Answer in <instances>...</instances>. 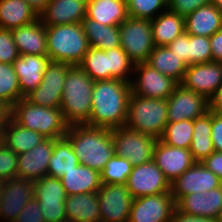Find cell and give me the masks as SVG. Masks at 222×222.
I'll return each instance as SVG.
<instances>
[{
  "instance_id": "4",
  "label": "cell",
  "mask_w": 222,
  "mask_h": 222,
  "mask_svg": "<svg viewBox=\"0 0 222 222\" xmlns=\"http://www.w3.org/2000/svg\"><path fill=\"white\" fill-rule=\"evenodd\" d=\"M47 55L51 61L78 65L90 49L81 23L46 27Z\"/></svg>"
},
{
  "instance_id": "30",
  "label": "cell",
  "mask_w": 222,
  "mask_h": 222,
  "mask_svg": "<svg viewBox=\"0 0 222 222\" xmlns=\"http://www.w3.org/2000/svg\"><path fill=\"white\" fill-rule=\"evenodd\" d=\"M37 19L39 15L25 0H0V28L12 30Z\"/></svg>"
},
{
  "instance_id": "22",
  "label": "cell",
  "mask_w": 222,
  "mask_h": 222,
  "mask_svg": "<svg viewBox=\"0 0 222 222\" xmlns=\"http://www.w3.org/2000/svg\"><path fill=\"white\" fill-rule=\"evenodd\" d=\"M50 61L48 55L33 54L20 55L14 60L13 67L18 76L23 98L40 85Z\"/></svg>"
},
{
  "instance_id": "19",
  "label": "cell",
  "mask_w": 222,
  "mask_h": 222,
  "mask_svg": "<svg viewBox=\"0 0 222 222\" xmlns=\"http://www.w3.org/2000/svg\"><path fill=\"white\" fill-rule=\"evenodd\" d=\"M153 161L170 184L197 162L191 155L190 149L166 145L160 140L155 144Z\"/></svg>"
},
{
  "instance_id": "44",
  "label": "cell",
  "mask_w": 222,
  "mask_h": 222,
  "mask_svg": "<svg viewBox=\"0 0 222 222\" xmlns=\"http://www.w3.org/2000/svg\"><path fill=\"white\" fill-rule=\"evenodd\" d=\"M19 56L12 31L0 28V63L13 64Z\"/></svg>"
},
{
  "instance_id": "28",
  "label": "cell",
  "mask_w": 222,
  "mask_h": 222,
  "mask_svg": "<svg viewBox=\"0 0 222 222\" xmlns=\"http://www.w3.org/2000/svg\"><path fill=\"white\" fill-rule=\"evenodd\" d=\"M45 139L46 138L37 131L29 130L21 126L12 118L4 124L2 143L17 155L33 149Z\"/></svg>"
},
{
  "instance_id": "35",
  "label": "cell",
  "mask_w": 222,
  "mask_h": 222,
  "mask_svg": "<svg viewBox=\"0 0 222 222\" xmlns=\"http://www.w3.org/2000/svg\"><path fill=\"white\" fill-rule=\"evenodd\" d=\"M78 66L94 81L111 80L110 53L90 47Z\"/></svg>"
},
{
  "instance_id": "36",
  "label": "cell",
  "mask_w": 222,
  "mask_h": 222,
  "mask_svg": "<svg viewBox=\"0 0 222 222\" xmlns=\"http://www.w3.org/2000/svg\"><path fill=\"white\" fill-rule=\"evenodd\" d=\"M193 134V120L169 122L159 139L166 145L190 149Z\"/></svg>"
},
{
  "instance_id": "2",
  "label": "cell",
  "mask_w": 222,
  "mask_h": 222,
  "mask_svg": "<svg viewBox=\"0 0 222 222\" xmlns=\"http://www.w3.org/2000/svg\"><path fill=\"white\" fill-rule=\"evenodd\" d=\"M64 137L70 142L79 163L98 172L115 154L111 129L71 125Z\"/></svg>"
},
{
  "instance_id": "9",
  "label": "cell",
  "mask_w": 222,
  "mask_h": 222,
  "mask_svg": "<svg viewBox=\"0 0 222 222\" xmlns=\"http://www.w3.org/2000/svg\"><path fill=\"white\" fill-rule=\"evenodd\" d=\"M71 66L65 62L50 61L40 85L24 98L35 105L59 108L65 77Z\"/></svg>"
},
{
  "instance_id": "58",
  "label": "cell",
  "mask_w": 222,
  "mask_h": 222,
  "mask_svg": "<svg viewBox=\"0 0 222 222\" xmlns=\"http://www.w3.org/2000/svg\"><path fill=\"white\" fill-rule=\"evenodd\" d=\"M3 185H4V181L0 180V208H1V202H2Z\"/></svg>"
},
{
  "instance_id": "33",
  "label": "cell",
  "mask_w": 222,
  "mask_h": 222,
  "mask_svg": "<svg viewBox=\"0 0 222 222\" xmlns=\"http://www.w3.org/2000/svg\"><path fill=\"white\" fill-rule=\"evenodd\" d=\"M146 63L178 84L182 82L187 68L167 46H155Z\"/></svg>"
},
{
  "instance_id": "17",
  "label": "cell",
  "mask_w": 222,
  "mask_h": 222,
  "mask_svg": "<svg viewBox=\"0 0 222 222\" xmlns=\"http://www.w3.org/2000/svg\"><path fill=\"white\" fill-rule=\"evenodd\" d=\"M221 82L222 62L210 61L189 65L180 84L204 96L209 101Z\"/></svg>"
},
{
  "instance_id": "21",
  "label": "cell",
  "mask_w": 222,
  "mask_h": 222,
  "mask_svg": "<svg viewBox=\"0 0 222 222\" xmlns=\"http://www.w3.org/2000/svg\"><path fill=\"white\" fill-rule=\"evenodd\" d=\"M88 0H50L39 14L47 26L81 23L86 17Z\"/></svg>"
},
{
  "instance_id": "57",
  "label": "cell",
  "mask_w": 222,
  "mask_h": 222,
  "mask_svg": "<svg viewBox=\"0 0 222 222\" xmlns=\"http://www.w3.org/2000/svg\"><path fill=\"white\" fill-rule=\"evenodd\" d=\"M3 130H4V123L0 121V143L3 140Z\"/></svg>"
},
{
  "instance_id": "25",
  "label": "cell",
  "mask_w": 222,
  "mask_h": 222,
  "mask_svg": "<svg viewBox=\"0 0 222 222\" xmlns=\"http://www.w3.org/2000/svg\"><path fill=\"white\" fill-rule=\"evenodd\" d=\"M65 211L67 222H100L97 192L67 196Z\"/></svg>"
},
{
  "instance_id": "41",
  "label": "cell",
  "mask_w": 222,
  "mask_h": 222,
  "mask_svg": "<svg viewBox=\"0 0 222 222\" xmlns=\"http://www.w3.org/2000/svg\"><path fill=\"white\" fill-rule=\"evenodd\" d=\"M212 61L210 37L189 35V65Z\"/></svg>"
},
{
  "instance_id": "7",
  "label": "cell",
  "mask_w": 222,
  "mask_h": 222,
  "mask_svg": "<svg viewBox=\"0 0 222 222\" xmlns=\"http://www.w3.org/2000/svg\"><path fill=\"white\" fill-rule=\"evenodd\" d=\"M121 48L134 63L146 62L155 47L151 20L128 17L119 26Z\"/></svg>"
},
{
  "instance_id": "38",
  "label": "cell",
  "mask_w": 222,
  "mask_h": 222,
  "mask_svg": "<svg viewBox=\"0 0 222 222\" xmlns=\"http://www.w3.org/2000/svg\"><path fill=\"white\" fill-rule=\"evenodd\" d=\"M133 170L131 162L114 154L100 172L104 184H126L128 176Z\"/></svg>"
},
{
  "instance_id": "54",
  "label": "cell",
  "mask_w": 222,
  "mask_h": 222,
  "mask_svg": "<svg viewBox=\"0 0 222 222\" xmlns=\"http://www.w3.org/2000/svg\"><path fill=\"white\" fill-rule=\"evenodd\" d=\"M30 7L39 15L50 2V0H25Z\"/></svg>"
},
{
  "instance_id": "43",
  "label": "cell",
  "mask_w": 222,
  "mask_h": 222,
  "mask_svg": "<svg viewBox=\"0 0 222 222\" xmlns=\"http://www.w3.org/2000/svg\"><path fill=\"white\" fill-rule=\"evenodd\" d=\"M18 155L4 143H0V180L17 178Z\"/></svg>"
},
{
  "instance_id": "13",
  "label": "cell",
  "mask_w": 222,
  "mask_h": 222,
  "mask_svg": "<svg viewBox=\"0 0 222 222\" xmlns=\"http://www.w3.org/2000/svg\"><path fill=\"white\" fill-rule=\"evenodd\" d=\"M125 185L133 198L171 192L170 182L153 160L133 166Z\"/></svg>"
},
{
  "instance_id": "51",
  "label": "cell",
  "mask_w": 222,
  "mask_h": 222,
  "mask_svg": "<svg viewBox=\"0 0 222 222\" xmlns=\"http://www.w3.org/2000/svg\"><path fill=\"white\" fill-rule=\"evenodd\" d=\"M170 222H221V220L216 218L187 215L175 208Z\"/></svg>"
},
{
  "instance_id": "52",
  "label": "cell",
  "mask_w": 222,
  "mask_h": 222,
  "mask_svg": "<svg viewBox=\"0 0 222 222\" xmlns=\"http://www.w3.org/2000/svg\"><path fill=\"white\" fill-rule=\"evenodd\" d=\"M212 61L222 62V27L210 37Z\"/></svg>"
},
{
  "instance_id": "29",
  "label": "cell",
  "mask_w": 222,
  "mask_h": 222,
  "mask_svg": "<svg viewBox=\"0 0 222 222\" xmlns=\"http://www.w3.org/2000/svg\"><path fill=\"white\" fill-rule=\"evenodd\" d=\"M155 46H167L185 32V18L168 9L151 20Z\"/></svg>"
},
{
  "instance_id": "23",
  "label": "cell",
  "mask_w": 222,
  "mask_h": 222,
  "mask_svg": "<svg viewBox=\"0 0 222 222\" xmlns=\"http://www.w3.org/2000/svg\"><path fill=\"white\" fill-rule=\"evenodd\" d=\"M11 31L19 55H47L46 26L40 19Z\"/></svg>"
},
{
  "instance_id": "49",
  "label": "cell",
  "mask_w": 222,
  "mask_h": 222,
  "mask_svg": "<svg viewBox=\"0 0 222 222\" xmlns=\"http://www.w3.org/2000/svg\"><path fill=\"white\" fill-rule=\"evenodd\" d=\"M211 139L215 151L222 152V113L212 111Z\"/></svg>"
},
{
  "instance_id": "39",
  "label": "cell",
  "mask_w": 222,
  "mask_h": 222,
  "mask_svg": "<svg viewBox=\"0 0 222 222\" xmlns=\"http://www.w3.org/2000/svg\"><path fill=\"white\" fill-rule=\"evenodd\" d=\"M167 2L168 0H127L126 4L130 17L152 20L167 9Z\"/></svg>"
},
{
  "instance_id": "53",
  "label": "cell",
  "mask_w": 222,
  "mask_h": 222,
  "mask_svg": "<svg viewBox=\"0 0 222 222\" xmlns=\"http://www.w3.org/2000/svg\"><path fill=\"white\" fill-rule=\"evenodd\" d=\"M209 110L222 113V82L214 96L209 100Z\"/></svg>"
},
{
  "instance_id": "10",
  "label": "cell",
  "mask_w": 222,
  "mask_h": 222,
  "mask_svg": "<svg viewBox=\"0 0 222 222\" xmlns=\"http://www.w3.org/2000/svg\"><path fill=\"white\" fill-rule=\"evenodd\" d=\"M34 198L39 202L44 222H67V194L60 178L44 176L35 181Z\"/></svg>"
},
{
  "instance_id": "40",
  "label": "cell",
  "mask_w": 222,
  "mask_h": 222,
  "mask_svg": "<svg viewBox=\"0 0 222 222\" xmlns=\"http://www.w3.org/2000/svg\"><path fill=\"white\" fill-rule=\"evenodd\" d=\"M105 52L110 53L112 79H120L131 83L134 79L130 76L134 71V63L129 59L128 54L121 47L108 49Z\"/></svg>"
},
{
  "instance_id": "48",
  "label": "cell",
  "mask_w": 222,
  "mask_h": 222,
  "mask_svg": "<svg viewBox=\"0 0 222 222\" xmlns=\"http://www.w3.org/2000/svg\"><path fill=\"white\" fill-rule=\"evenodd\" d=\"M167 47L188 67L189 66V34L184 32Z\"/></svg>"
},
{
  "instance_id": "20",
  "label": "cell",
  "mask_w": 222,
  "mask_h": 222,
  "mask_svg": "<svg viewBox=\"0 0 222 222\" xmlns=\"http://www.w3.org/2000/svg\"><path fill=\"white\" fill-rule=\"evenodd\" d=\"M57 139L46 138L33 149L18 155L17 178L33 182L47 176L49 160Z\"/></svg>"
},
{
  "instance_id": "5",
  "label": "cell",
  "mask_w": 222,
  "mask_h": 222,
  "mask_svg": "<svg viewBox=\"0 0 222 222\" xmlns=\"http://www.w3.org/2000/svg\"><path fill=\"white\" fill-rule=\"evenodd\" d=\"M11 118L21 126L37 131L48 139L63 138L69 128L60 108L35 105L25 98L11 107Z\"/></svg>"
},
{
  "instance_id": "11",
  "label": "cell",
  "mask_w": 222,
  "mask_h": 222,
  "mask_svg": "<svg viewBox=\"0 0 222 222\" xmlns=\"http://www.w3.org/2000/svg\"><path fill=\"white\" fill-rule=\"evenodd\" d=\"M133 75L132 93L145 98L168 99L178 84L146 62L134 64Z\"/></svg>"
},
{
  "instance_id": "16",
  "label": "cell",
  "mask_w": 222,
  "mask_h": 222,
  "mask_svg": "<svg viewBox=\"0 0 222 222\" xmlns=\"http://www.w3.org/2000/svg\"><path fill=\"white\" fill-rule=\"evenodd\" d=\"M222 185L220 178L202 162H196L171 183V194L177 203L183 196L204 193Z\"/></svg>"
},
{
  "instance_id": "37",
  "label": "cell",
  "mask_w": 222,
  "mask_h": 222,
  "mask_svg": "<svg viewBox=\"0 0 222 222\" xmlns=\"http://www.w3.org/2000/svg\"><path fill=\"white\" fill-rule=\"evenodd\" d=\"M22 98L13 64L0 63V99L12 107Z\"/></svg>"
},
{
  "instance_id": "34",
  "label": "cell",
  "mask_w": 222,
  "mask_h": 222,
  "mask_svg": "<svg viewBox=\"0 0 222 222\" xmlns=\"http://www.w3.org/2000/svg\"><path fill=\"white\" fill-rule=\"evenodd\" d=\"M79 164L70 142L65 137L57 139L49 160L47 176L60 178Z\"/></svg>"
},
{
  "instance_id": "42",
  "label": "cell",
  "mask_w": 222,
  "mask_h": 222,
  "mask_svg": "<svg viewBox=\"0 0 222 222\" xmlns=\"http://www.w3.org/2000/svg\"><path fill=\"white\" fill-rule=\"evenodd\" d=\"M176 208L187 215L207 217L206 196L199 192L185 195L176 203Z\"/></svg>"
},
{
  "instance_id": "32",
  "label": "cell",
  "mask_w": 222,
  "mask_h": 222,
  "mask_svg": "<svg viewBox=\"0 0 222 222\" xmlns=\"http://www.w3.org/2000/svg\"><path fill=\"white\" fill-rule=\"evenodd\" d=\"M212 111L193 120V134L190 152L197 162H202L215 149L211 139Z\"/></svg>"
},
{
  "instance_id": "26",
  "label": "cell",
  "mask_w": 222,
  "mask_h": 222,
  "mask_svg": "<svg viewBox=\"0 0 222 222\" xmlns=\"http://www.w3.org/2000/svg\"><path fill=\"white\" fill-rule=\"evenodd\" d=\"M67 196L97 192L102 186L100 172L79 164L60 177Z\"/></svg>"
},
{
  "instance_id": "8",
  "label": "cell",
  "mask_w": 222,
  "mask_h": 222,
  "mask_svg": "<svg viewBox=\"0 0 222 222\" xmlns=\"http://www.w3.org/2000/svg\"><path fill=\"white\" fill-rule=\"evenodd\" d=\"M111 130L114 151L117 156L128 159L133 166L153 160L156 138L129 129L127 126Z\"/></svg>"
},
{
  "instance_id": "1",
  "label": "cell",
  "mask_w": 222,
  "mask_h": 222,
  "mask_svg": "<svg viewBox=\"0 0 222 222\" xmlns=\"http://www.w3.org/2000/svg\"><path fill=\"white\" fill-rule=\"evenodd\" d=\"M131 93L130 82L120 79L96 80L91 114L85 125L108 129L125 126Z\"/></svg>"
},
{
  "instance_id": "46",
  "label": "cell",
  "mask_w": 222,
  "mask_h": 222,
  "mask_svg": "<svg viewBox=\"0 0 222 222\" xmlns=\"http://www.w3.org/2000/svg\"><path fill=\"white\" fill-rule=\"evenodd\" d=\"M212 0H168L167 9L181 16H187L201 6L211 4Z\"/></svg>"
},
{
  "instance_id": "55",
  "label": "cell",
  "mask_w": 222,
  "mask_h": 222,
  "mask_svg": "<svg viewBox=\"0 0 222 222\" xmlns=\"http://www.w3.org/2000/svg\"><path fill=\"white\" fill-rule=\"evenodd\" d=\"M11 118V107L0 99V121L4 124Z\"/></svg>"
},
{
  "instance_id": "50",
  "label": "cell",
  "mask_w": 222,
  "mask_h": 222,
  "mask_svg": "<svg viewBox=\"0 0 222 222\" xmlns=\"http://www.w3.org/2000/svg\"><path fill=\"white\" fill-rule=\"evenodd\" d=\"M202 163L222 181V152L214 151L212 154L206 157Z\"/></svg>"
},
{
  "instance_id": "12",
  "label": "cell",
  "mask_w": 222,
  "mask_h": 222,
  "mask_svg": "<svg viewBox=\"0 0 222 222\" xmlns=\"http://www.w3.org/2000/svg\"><path fill=\"white\" fill-rule=\"evenodd\" d=\"M100 222H128L133 202L125 184H104L97 191Z\"/></svg>"
},
{
  "instance_id": "14",
  "label": "cell",
  "mask_w": 222,
  "mask_h": 222,
  "mask_svg": "<svg viewBox=\"0 0 222 222\" xmlns=\"http://www.w3.org/2000/svg\"><path fill=\"white\" fill-rule=\"evenodd\" d=\"M169 122L194 120L209 111V101L193 90L177 84L173 93L167 99Z\"/></svg>"
},
{
  "instance_id": "47",
  "label": "cell",
  "mask_w": 222,
  "mask_h": 222,
  "mask_svg": "<svg viewBox=\"0 0 222 222\" xmlns=\"http://www.w3.org/2000/svg\"><path fill=\"white\" fill-rule=\"evenodd\" d=\"M13 222H44L39 202L35 198L30 200Z\"/></svg>"
},
{
  "instance_id": "6",
  "label": "cell",
  "mask_w": 222,
  "mask_h": 222,
  "mask_svg": "<svg viewBox=\"0 0 222 222\" xmlns=\"http://www.w3.org/2000/svg\"><path fill=\"white\" fill-rule=\"evenodd\" d=\"M167 99L145 98L131 93L125 126L159 140L167 120Z\"/></svg>"
},
{
  "instance_id": "45",
  "label": "cell",
  "mask_w": 222,
  "mask_h": 222,
  "mask_svg": "<svg viewBox=\"0 0 222 222\" xmlns=\"http://www.w3.org/2000/svg\"><path fill=\"white\" fill-rule=\"evenodd\" d=\"M203 195L206 196L207 217L222 220V185Z\"/></svg>"
},
{
  "instance_id": "27",
  "label": "cell",
  "mask_w": 222,
  "mask_h": 222,
  "mask_svg": "<svg viewBox=\"0 0 222 222\" xmlns=\"http://www.w3.org/2000/svg\"><path fill=\"white\" fill-rule=\"evenodd\" d=\"M86 17L100 24L119 26L129 14L122 0H88Z\"/></svg>"
},
{
  "instance_id": "15",
  "label": "cell",
  "mask_w": 222,
  "mask_h": 222,
  "mask_svg": "<svg viewBox=\"0 0 222 222\" xmlns=\"http://www.w3.org/2000/svg\"><path fill=\"white\" fill-rule=\"evenodd\" d=\"M175 208L171 192L134 198L128 222H170Z\"/></svg>"
},
{
  "instance_id": "31",
  "label": "cell",
  "mask_w": 222,
  "mask_h": 222,
  "mask_svg": "<svg viewBox=\"0 0 222 222\" xmlns=\"http://www.w3.org/2000/svg\"><path fill=\"white\" fill-rule=\"evenodd\" d=\"M81 24L90 47L103 51L121 47L118 26L100 24L88 17H85Z\"/></svg>"
},
{
  "instance_id": "18",
  "label": "cell",
  "mask_w": 222,
  "mask_h": 222,
  "mask_svg": "<svg viewBox=\"0 0 222 222\" xmlns=\"http://www.w3.org/2000/svg\"><path fill=\"white\" fill-rule=\"evenodd\" d=\"M34 198V182L13 178L4 181L0 219L13 222L24 206ZM4 221V222H5Z\"/></svg>"
},
{
  "instance_id": "3",
  "label": "cell",
  "mask_w": 222,
  "mask_h": 222,
  "mask_svg": "<svg viewBox=\"0 0 222 222\" xmlns=\"http://www.w3.org/2000/svg\"><path fill=\"white\" fill-rule=\"evenodd\" d=\"M94 82L78 65L68 70L59 108L69 126L83 125L89 121Z\"/></svg>"
},
{
  "instance_id": "56",
  "label": "cell",
  "mask_w": 222,
  "mask_h": 222,
  "mask_svg": "<svg viewBox=\"0 0 222 222\" xmlns=\"http://www.w3.org/2000/svg\"><path fill=\"white\" fill-rule=\"evenodd\" d=\"M212 4H214L220 11H222V0H212Z\"/></svg>"
},
{
  "instance_id": "24",
  "label": "cell",
  "mask_w": 222,
  "mask_h": 222,
  "mask_svg": "<svg viewBox=\"0 0 222 222\" xmlns=\"http://www.w3.org/2000/svg\"><path fill=\"white\" fill-rule=\"evenodd\" d=\"M185 18V32L189 35L211 37L222 27V11L214 4L201 6Z\"/></svg>"
}]
</instances>
